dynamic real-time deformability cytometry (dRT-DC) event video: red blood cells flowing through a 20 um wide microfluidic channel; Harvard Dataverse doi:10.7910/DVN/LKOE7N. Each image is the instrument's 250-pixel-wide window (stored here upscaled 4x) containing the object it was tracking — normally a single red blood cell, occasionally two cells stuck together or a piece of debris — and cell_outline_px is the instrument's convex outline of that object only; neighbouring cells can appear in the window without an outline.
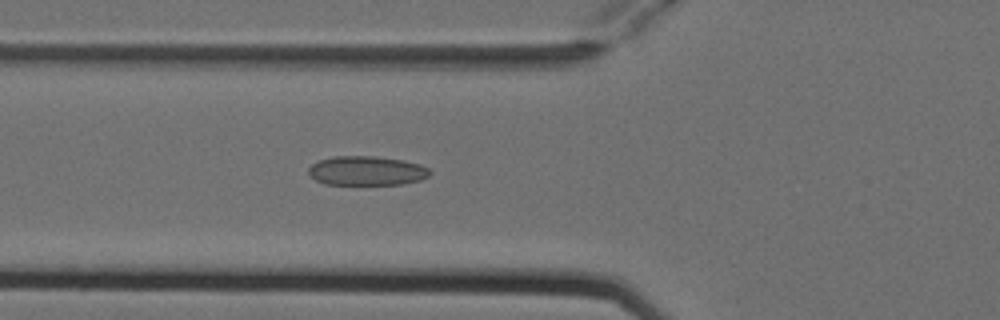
{"species": "Egyptian fruit bat (a non-hibernating species)", "species_latin": "Rousettus aegyptiacus", "temperature_condition": "cold", "stored_images_in_passage": 5, "camera_frame_rate_fps": 3000, "um_per_image_px": 0.085, "animal": {"sex": "female"}, "frame": {"image": 1, "passage_image": 5, "time_ms": 1.333, "image_size_px": [1000, 320], "cell_outline_px": [[432, 172], [428, 176], [420, 180], [404, 184], [324, 184], [316, 180], [308, 172], [308, 168], [312, 164], [320, 160], [332, 156], [372, 156], [404, 160], [420, 164], [428, 168]], "centroid_in_image_um": [31.18, 14.51], "position_along_channel_um": 94.6, "area_um2": 20.69}}